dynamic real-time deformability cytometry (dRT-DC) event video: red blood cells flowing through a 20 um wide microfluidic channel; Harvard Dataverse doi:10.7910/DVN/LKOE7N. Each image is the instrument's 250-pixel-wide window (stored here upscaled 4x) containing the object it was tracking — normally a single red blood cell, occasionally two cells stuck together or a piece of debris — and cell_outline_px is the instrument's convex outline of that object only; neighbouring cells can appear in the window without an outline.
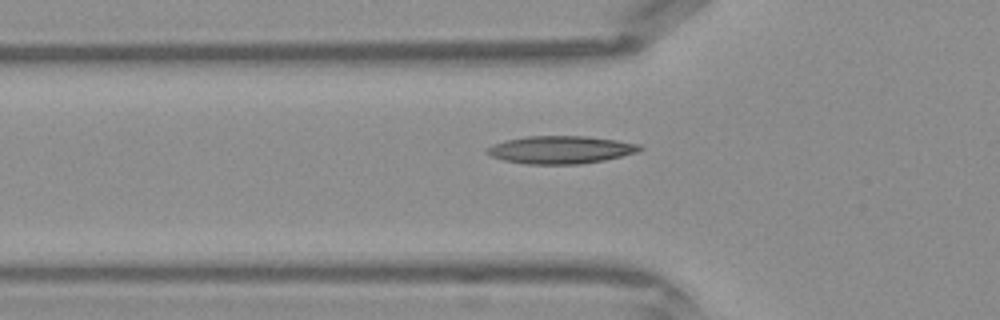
{"species": "Egyptian fruit bat (a non-hibernating species)", "species_latin": "Rousettus aegyptiacus", "temperature_condition": "warm", "stored_images_in_passage": 33, "camera_frame_rate_fps": 3000, "um_per_image_px": 0.085, "frame": {"image": 1, "passage_image": 8, "time_ms": 2.333, "image_size_px": [1000, 320], "cell_outline_px": [[644, 148], [636, 152], [604, 160], [580, 164], [528, 164], [504, 160], [492, 156], [484, 152], [488, 148], [496, 144], [508, 140], [524, 136], [588, 136], [616, 140], [640, 144]], "centroid_in_image_um": [47.68, 12.72], "position_along_channel_um": 78.1, "area_um2": 24.45}}
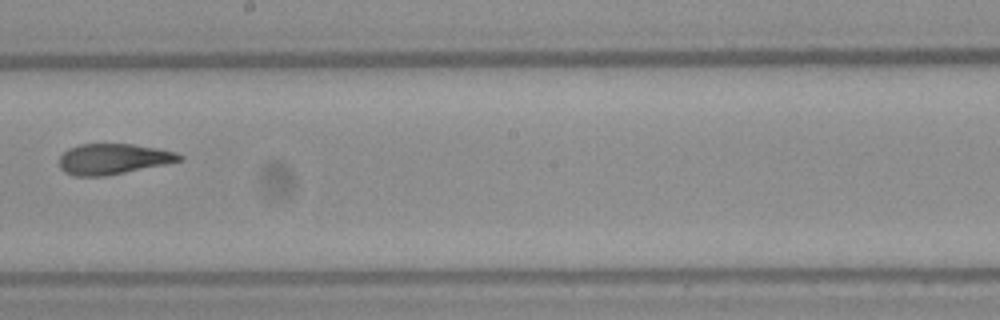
{"frame": {"image": 2, "passage_image": 18, "time_ms": 5.667, "image_size_px": [1000, 320], "cell_outline_px": [[184, 160], [104, 176], [76, 176], [64, 172], [60, 168], [60, 156], [68, 148], [80, 144], [132, 144], [156, 148], [176, 152], [184, 156]], "centroid_in_image_um": [9.61, 13.51], "position_along_channel_um": 238.6, "area_um2": 21.27}}
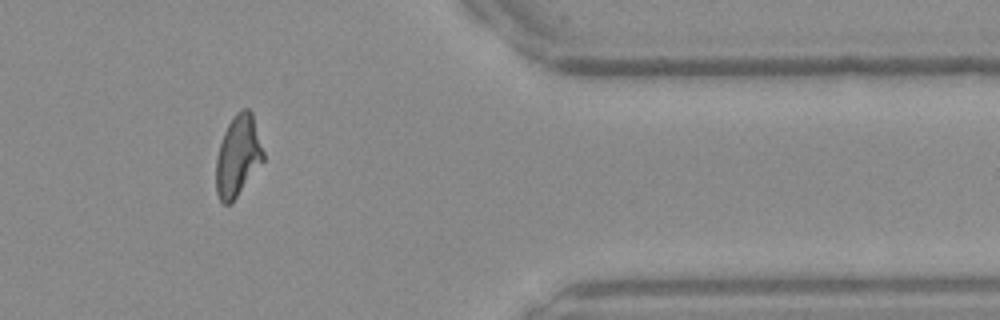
{"frame": {"image": 3, "passage_image": 29, "time_ms": 9.333, "image_size_px": [1000, 320], "cell_outline_px": [[264, 160], [236, 196], [228, 204], [224, 204], [220, 200], [216, 192], [216, 160], [220, 144], [224, 132], [228, 124], [236, 112], [244, 108], [248, 108], [252, 112], [264, 152]], "centroid_in_image_um": [20.22, 13.21], "position_along_channel_um": 391.2, "area_um2": 21.96}}